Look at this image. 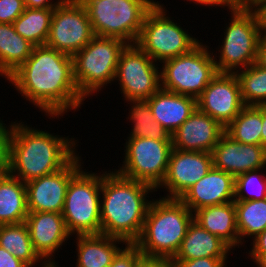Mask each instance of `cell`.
Segmentation results:
<instances>
[{
    "instance_id": "cell-1",
    "label": "cell",
    "mask_w": 266,
    "mask_h": 267,
    "mask_svg": "<svg viewBox=\"0 0 266 267\" xmlns=\"http://www.w3.org/2000/svg\"><path fill=\"white\" fill-rule=\"evenodd\" d=\"M6 80L49 118L77 111L85 101L74 80L73 57L46 45L34 46L31 56Z\"/></svg>"
},
{
    "instance_id": "cell-2",
    "label": "cell",
    "mask_w": 266,
    "mask_h": 267,
    "mask_svg": "<svg viewBox=\"0 0 266 267\" xmlns=\"http://www.w3.org/2000/svg\"><path fill=\"white\" fill-rule=\"evenodd\" d=\"M16 122L9 124L7 172L23 183L59 171L77 155L75 138Z\"/></svg>"
},
{
    "instance_id": "cell-3",
    "label": "cell",
    "mask_w": 266,
    "mask_h": 267,
    "mask_svg": "<svg viewBox=\"0 0 266 267\" xmlns=\"http://www.w3.org/2000/svg\"><path fill=\"white\" fill-rule=\"evenodd\" d=\"M102 172L101 234L135 243L141 235L152 202L147 198L156 189L147 183L126 178L113 169Z\"/></svg>"
},
{
    "instance_id": "cell-4",
    "label": "cell",
    "mask_w": 266,
    "mask_h": 267,
    "mask_svg": "<svg viewBox=\"0 0 266 267\" xmlns=\"http://www.w3.org/2000/svg\"><path fill=\"white\" fill-rule=\"evenodd\" d=\"M158 199H151L141 235L134 244L143 256L174 258L193 221V212L180 199Z\"/></svg>"
},
{
    "instance_id": "cell-5",
    "label": "cell",
    "mask_w": 266,
    "mask_h": 267,
    "mask_svg": "<svg viewBox=\"0 0 266 267\" xmlns=\"http://www.w3.org/2000/svg\"><path fill=\"white\" fill-rule=\"evenodd\" d=\"M85 7L95 36L136 44L154 0H79Z\"/></svg>"
},
{
    "instance_id": "cell-6",
    "label": "cell",
    "mask_w": 266,
    "mask_h": 267,
    "mask_svg": "<svg viewBox=\"0 0 266 267\" xmlns=\"http://www.w3.org/2000/svg\"><path fill=\"white\" fill-rule=\"evenodd\" d=\"M227 9L232 17L224 27V38L218 47L220 54L217 56L212 52V55L217 72L235 73L255 63L258 44L263 34L256 10L236 7Z\"/></svg>"
},
{
    "instance_id": "cell-7",
    "label": "cell",
    "mask_w": 266,
    "mask_h": 267,
    "mask_svg": "<svg viewBox=\"0 0 266 267\" xmlns=\"http://www.w3.org/2000/svg\"><path fill=\"white\" fill-rule=\"evenodd\" d=\"M126 45L118 38L95 36L73 56L74 80L84 99L114 81L119 56Z\"/></svg>"
},
{
    "instance_id": "cell-8",
    "label": "cell",
    "mask_w": 266,
    "mask_h": 267,
    "mask_svg": "<svg viewBox=\"0 0 266 267\" xmlns=\"http://www.w3.org/2000/svg\"><path fill=\"white\" fill-rule=\"evenodd\" d=\"M101 173L81 168L70 179L61 214L71 235L101 234Z\"/></svg>"
},
{
    "instance_id": "cell-9",
    "label": "cell",
    "mask_w": 266,
    "mask_h": 267,
    "mask_svg": "<svg viewBox=\"0 0 266 267\" xmlns=\"http://www.w3.org/2000/svg\"><path fill=\"white\" fill-rule=\"evenodd\" d=\"M209 48L200 41L189 52L163 61L161 89L197 99L218 73Z\"/></svg>"
},
{
    "instance_id": "cell-10",
    "label": "cell",
    "mask_w": 266,
    "mask_h": 267,
    "mask_svg": "<svg viewBox=\"0 0 266 267\" xmlns=\"http://www.w3.org/2000/svg\"><path fill=\"white\" fill-rule=\"evenodd\" d=\"M154 4L145 16L136 45L156 63L162 64L165 60L189 52L200 41L170 19L164 4L156 0Z\"/></svg>"
},
{
    "instance_id": "cell-11",
    "label": "cell",
    "mask_w": 266,
    "mask_h": 267,
    "mask_svg": "<svg viewBox=\"0 0 266 267\" xmlns=\"http://www.w3.org/2000/svg\"><path fill=\"white\" fill-rule=\"evenodd\" d=\"M123 164L116 172L122 176L141 181L155 189L165 178L172 140L150 138H127Z\"/></svg>"
},
{
    "instance_id": "cell-12",
    "label": "cell",
    "mask_w": 266,
    "mask_h": 267,
    "mask_svg": "<svg viewBox=\"0 0 266 267\" xmlns=\"http://www.w3.org/2000/svg\"><path fill=\"white\" fill-rule=\"evenodd\" d=\"M159 64L136 44H127L121 51L114 81L125 101L147 100L161 88Z\"/></svg>"
},
{
    "instance_id": "cell-13",
    "label": "cell",
    "mask_w": 266,
    "mask_h": 267,
    "mask_svg": "<svg viewBox=\"0 0 266 267\" xmlns=\"http://www.w3.org/2000/svg\"><path fill=\"white\" fill-rule=\"evenodd\" d=\"M94 37L84 5L79 0H63L53 10L45 45L73 57Z\"/></svg>"
},
{
    "instance_id": "cell-14",
    "label": "cell",
    "mask_w": 266,
    "mask_h": 267,
    "mask_svg": "<svg viewBox=\"0 0 266 267\" xmlns=\"http://www.w3.org/2000/svg\"><path fill=\"white\" fill-rule=\"evenodd\" d=\"M79 153L59 171L25 183L28 212L62 213L70 179L81 169Z\"/></svg>"
},
{
    "instance_id": "cell-15",
    "label": "cell",
    "mask_w": 266,
    "mask_h": 267,
    "mask_svg": "<svg viewBox=\"0 0 266 267\" xmlns=\"http://www.w3.org/2000/svg\"><path fill=\"white\" fill-rule=\"evenodd\" d=\"M212 167L213 158L211 152L182 151L173 148L165 178L156 188V191L160 188H165L168 193L163 198L180 199Z\"/></svg>"
},
{
    "instance_id": "cell-16",
    "label": "cell",
    "mask_w": 266,
    "mask_h": 267,
    "mask_svg": "<svg viewBox=\"0 0 266 267\" xmlns=\"http://www.w3.org/2000/svg\"><path fill=\"white\" fill-rule=\"evenodd\" d=\"M244 106L235 73L218 72L197 98V108L210 115L224 128Z\"/></svg>"
},
{
    "instance_id": "cell-17",
    "label": "cell",
    "mask_w": 266,
    "mask_h": 267,
    "mask_svg": "<svg viewBox=\"0 0 266 267\" xmlns=\"http://www.w3.org/2000/svg\"><path fill=\"white\" fill-rule=\"evenodd\" d=\"M25 223L29 229L33 249L49 266H58L55 252L72 237L63 215L56 212H28Z\"/></svg>"
},
{
    "instance_id": "cell-18",
    "label": "cell",
    "mask_w": 266,
    "mask_h": 267,
    "mask_svg": "<svg viewBox=\"0 0 266 267\" xmlns=\"http://www.w3.org/2000/svg\"><path fill=\"white\" fill-rule=\"evenodd\" d=\"M212 153L213 167L234 178L248 171L266 170V147L234 141L224 133Z\"/></svg>"
},
{
    "instance_id": "cell-19",
    "label": "cell",
    "mask_w": 266,
    "mask_h": 267,
    "mask_svg": "<svg viewBox=\"0 0 266 267\" xmlns=\"http://www.w3.org/2000/svg\"><path fill=\"white\" fill-rule=\"evenodd\" d=\"M225 128L198 108L171 135L173 148L182 151L212 152Z\"/></svg>"
},
{
    "instance_id": "cell-20",
    "label": "cell",
    "mask_w": 266,
    "mask_h": 267,
    "mask_svg": "<svg viewBox=\"0 0 266 267\" xmlns=\"http://www.w3.org/2000/svg\"><path fill=\"white\" fill-rule=\"evenodd\" d=\"M235 198V178L214 167L191 186L180 200L192 211L202 207L221 205Z\"/></svg>"
},
{
    "instance_id": "cell-21",
    "label": "cell",
    "mask_w": 266,
    "mask_h": 267,
    "mask_svg": "<svg viewBox=\"0 0 266 267\" xmlns=\"http://www.w3.org/2000/svg\"><path fill=\"white\" fill-rule=\"evenodd\" d=\"M156 122L172 135L197 108V99L159 89L147 99Z\"/></svg>"
},
{
    "instance_id": "cell-22",
    "label": "cell",
    "mask_w": 266,
    "mask_h": 267,
    "mask_svg": "<svg viewBox=\"0 0 266 267\" xmlns=\"http://www.w3.org/2000/svg\"><path fill=\"white\" fill-rule=\"evenodd\" d=\"M193 220L211 234L218 236L232 250H235L236 247L239 248L234 201L202 207L193 212Z\"/></svg>"
},
{
    "instance_id": "cell-23",
    "label": "cell",
    "mask_w": 266,
    "mask_h": 267,
    "mask_svg": "<svg viewBox=\"0 0 266 267\" xmlns=\"http://www.w3.org/2000/svg\"><path fill=\"white\" fill-rule=\"evenodd\" d=\"M231 248L218 236L211 234L194 220L189 224L174 260L198 258H228Z\"/></svg>"
},
{
    "instance_id": "cell-24",
    "label": "cell",
    "mask_w": 266,
    "mask_h": 267,
    "mask_svg": "<svg viewBox=\"0 0 266 267\" xmlns=\"http://www.w3.org/2000/svg\"><path fill=\"white\" fill-rule=\"evenodd\" d=\"M77 262L75 267H109L127 243L119 238L104 234L76 235Z\"/></svg>"
},
{
    "instance_id": "cell-25",
    "label": "cell",
    "mask_w": 266,
    "mask_h": 267,
    "mask_svg": "<svg viewBox=\"0 0 266 267\" xmlns=\"http://www.w3.org/2000/svg\"><path fill=\"white\" fill-rule=\"evenodd\" d=\"M27 215L25 183L8 172L0 175V225L25 222Z\"/></svg>"
},
{
    "instance_id": "cell-26",
    "label": "cell",
    "mask_w": 266,
    "mask_h": 267,
    "mask_svg": "<svg viewBox=\"0 0 266 267\" xmlns=\"http://www.w3.org/2000/svg\"><path fill=\"white\" fill-rule=\"evenodd\" d=\"M33 48L13 24L0 23V76L7 79L31 56Z\"/></svg>"
},
{
    "instance_id": "cell-27",
    "label": "cell",
    "mask_w": 266,
    "mask_h": 267,
    "mask_svg": "<svg viewBox=\"0 0 266 267\" xmlns=\"http://www.w3.org/2000/svg\"><path fill=\"white\" fill-rule=\"evenodd\" d=\"M0 247L5 248L28 267H36L39 263V267H49L33 249L25 222L0 225Z\"/></svg>"
},
{
    "instance_id": "cell-28",
    "label": "cell",
    "mask_w": 266,
    "mask_h": 267,
    "mask_svg": "<svg viewBox=\"0 0 266 267\" xmlns=\"http://www.w3.org/2000/svg\"><path fill=\"white\" fill-rule=\"evenodd\" d=\"M54 8H25L13 22L16 32L34 46L45 45Z\"/></svg>"
},
{
    "instance_id": "cell-29",
    "label": "cell",
    "mask_w": 266,
    "mask_h": 267,
    "mask_svg": "<svg viewBox=\"0 0 266 267\" xmlns=\"http://www.w3.org/2000/svg\"><path fill=\"white\" fill-rule=\"evenodd\" d=\"M262 106H244L241 112L225 127V133L234 141L261 145Z\"/></svg>"
},
{
    "instance_id": "cell-30",
    "label": "cell",
    "mask_w": 266,
    "mask_h": 267,
    "mask_svg": "<svg viewBox=\"0 0 266 267\" xmlns=\"http://www.w3.org/2000/svg\"><path fill=\"white\" fill-rule=\"evenodd\" d=\"M129 115L133 125L127 138H150L155 140H172L171 135L158 123L152 115L148 100H129Z\"/></svg>"
},
{
    "instance_id": "cell-31",
    "label": "cell",
    "mask_w": 266,
    "mask_h": 267,
    "mask_svg": "<svg viewBox=\"0 0 266 267\" xmlns=\"http://www.w3.org/2000/svg\"><path fill=\"white\" fill-rule=\"evenodd\" d=\"M234 204L241 247L245 238H254L266 229V199L234 201Z\"/></svg>"
},
{
    "instance_id": "cell-32",
    "label": "cell",
    "mask_w": 266,
    "mask_h": 267,
    "mask_svg": "<svg viewBox=\"0 0 266 267\" xmlns=\"http://www.w3.org/2000/svg\"><path fill=\"white\" fill-rule=\"evenodd\" d=\"M240 84L241 98L246 106L266 105V69L255 63L235 72Z\"/></svg>"
},
{
    "instance_id": "cell-33",
    "label": "cell",
    "mask_w": 266,
    "mask_h": 267,
    "mask_svg": "<svg viewBox=\"0 0 266 267\" xmlns=\"http://www.w3.org/2000/svg\"><path fill=\"white\" fill-rule=\"evenodd\" d=\"M261 170L248 171L235 178L234 201L266 199V175L261 174Z\"/></svg>"
},
{
    "instance_id": "cell-34",
    "label": "cell",
    "mask_w": 266,
    "mask_h": 267,
    "mask_svg": "<svg viewBox=\"0 0 266 267\" xmlns=\"http://www.w3.org/2000/svg\"><path fill=\"white\" fill-rule=\"evenodd\" d=\"M143 254L134 243H127L114 257L109 267H138Z\"/></svg>"
},
{
    "instance_id": "cell-35",
    "label": "cell",
    "mask_w": 266,
    "mask_h": 267,
    "mask_svg": "<svg viewBox=\"0 0 266 267\" xmlns=\"http://www.w3.org/2000/svg\"><path fill=\"white\" fill-rule=\"evenodd\" d=\"M24 9V0H0V23L13 24Z\"/></svg>"
},
{
    "instance_id": "cell-36",
    "label": "cell",
    "mask_w": 266,
    "mask_h": 267,
    "mask_svg": "<svg viewBox=\"0 0 266 267\" xmlns=\"http://www.w3.org/2000/svg\"><path fill=\"white\" fill-rule=\"evenodd\" d=\"M176 267H227V258H198L193 260H174Z\"/></svg>"
},
{
    "instance_id": "cell-37",
    "label": "cell",
    "mask_w": 266,
    "mask_h": 267,
    "mask_svg": "<svg viewBox=\"0 0 266 267\" xmlns=\"http://www.w3.org/2000/svg\"><path fill=\"white\" fill-rule=\"evenodd\" d=\"M0 119V175L7 173L9 125Z\"/></svg>"
},
{
    "instance_id": "cell-38",
    "label": "cell",
    "mask_w": 266,
    "mask_h": 267,
    "mask_svg": "<svg viewBox=\"0 0 266 267\" xmlns=\"http://www.w3.org/2000/svg\"><path fill=\"white\" fill-rule=\"evenodd\" d=\"M138 267H176L173 258L143 256Z\"/></svg>"
},
{
    "instance_id": "cell-39",
    "label": "cell",
    "mask_w": 266,
    "mask_h": 267,
    "mask_svg": "<svg viewBox=\"0 0 266 267\" xmlns=\"http://www.w3.org/2000/svg\"><path fill=\"white\" fill-rule=\"evenodd\" d=\"M0 267H28L20 259L8 252L5 248L0 247Z\"/></svg>"
},
{
    "instance_id": "cell-40",
    "label": "cell",
    "mask_w": 266,
    "mask_h": 267,
    "mask_svg": "<svg viewBox=\"0 0 266 267\" xmlns=\"http://www.w3.org/2000/svg\"><path fill=\"white\" fill-rule=\"evenodd\" d=\"M252 241L249 253H266V229L257 234Z\"/></svg>"
},
{
    "instance_id": "cell-41",
    "label": "cell",
    "mask_w": 266,
    "mask_h": 267,
    "mask_svg": "<svg viewBox=\"0 0 266 267\" xmlns=\"http://www.w3.org/2000/svg\"><path fill=\"white\" fill-rule=\"evenodd\" d=\"M63 0H24L25 8H55Z\"/></svg>"
},
{
    "instance_id": "cell-42",
    "label": "cell",
    "mask_w": 266,
    "mask_h": 267,
    "mask_svg": "<svg viewBox=\"0 0 266 267\" xmlns=\"http://www.w3.org/2000/svg\"><path fill=\"white\" fill-rule=\"evenodd\" d=\"M255 64L266 69V35H263L259 41Z\"/></svg>"
},
{
    "instance_id": "cell-43",
    "label": "cell",
    "mask_w": 266,
    "mask_h": 267,
    "mask_svg": "<svg viewBox=\"0 0 266 267\" xmlns=\"http://www.w3.org/2000/svg\"><path fill=\"white\" fill-rule=\"evenodd\" d=\"M259 20H260V26L262 29V34L266 35V1L262 3L257 9H255Z\"/></svg>"
},
{
    "instance_id": "cell-44",
    "label": "cell",
    "mask_w": 266,
    "mask_h": 267,
    "mask_svg": "<svg viewBox=\"0 0 266 267\" xmlns=\"http://www.w3.org/2000/svg\"><path fill=\"white\" fill-rule=\"evenodd\" d=\"M252 261L256 263L258 267H266V253H248Z\"/></svg>"
},
{
    "instance_id": "cell-45",
    "label": "cell",
    "mask_w": 266,
    "mask_h": 267,
    "mask_svg": "<svg viewBox=\"0 0 266 267\" xmlns=\"http://www.w3.org/2000/svg\"><path fill=\"white\" fill-rule=\"evenodd\" d=\"M266 0H241V9H257Z\"/></svg>"
},
{
    "instance_id": "cell-46",
    "label": "cell",
    "mask_w": 266,
    "mask_h": 267,
    "mask_svg": "<svg viewBox=\"0 0 266 267\" xmlns=\"http://www.w3.org/2000/svg\"><path fill=\"white\" fill-rule=\"evenodd\" d=\"M187 1H190V2H193L195 3L196 5H203V6H210L212 7H215L217 8L218 6L222 8L225 6L219 1V0H187ZM217 6V7H216Z\"/></svg>"
},
{
    "instance_id": "cell-47",
    "label": "cell",
    "mask_w": 266,
    "mask_h": 267,
    "mask_svg": "<svg viewBox=\"0 0 266 267\" xmlns=\"http://www.w3.org/2000/svg\"><path fill=\"white\" fill-rule=\"evenodd\" d=\"M261 146L266 147V105L262 106Z\"/></svg>"
},
{
    "instance_id": "cell-48",
    "label": "cell",
    "mask_w": 266,
    "mask_h": 267,
    "mask_svg": "<svg viewBox=\"0 0 266 267\" xmlns=\"http://www.w3.org/2000/svg\"><path fill=\"white\" fill-rule=\"evenodd\" d=\"M225 7L232 8H240L241 9V0H219Z\"/></svg>"
}]
</instances>
